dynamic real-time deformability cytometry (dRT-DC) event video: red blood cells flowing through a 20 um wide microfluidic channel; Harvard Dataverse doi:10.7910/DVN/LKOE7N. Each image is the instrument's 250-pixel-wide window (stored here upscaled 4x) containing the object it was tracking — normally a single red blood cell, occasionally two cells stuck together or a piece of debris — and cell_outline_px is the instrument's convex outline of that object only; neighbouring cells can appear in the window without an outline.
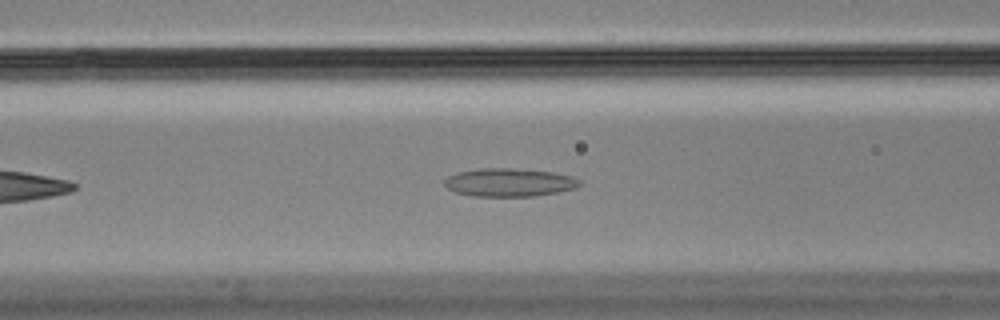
{"species": "Egyptian fruit bat (a non-hibernating species)", "species_latin": "Rousettus aegyptiacus", "temperature_condition": "cold", "stored_images_in_passage": 46, "camera_frame_rate_fps": 3000, "um_per_image_px": 0.085, "animal": {"sex": "male"}, "frame": {"image": 1, "passage_image": 12, "time_ms": 3.667, "image_size_px": [1000, 320], "cell_outline_px": [[580, 184], [576, 188], [560, 192], [532, 196], [472, 196], [456, 192], [448, 188], [444, 184], [444, 180], [448, 176], [456, 172], [480, 168], [512, 168], [552, 172], [572, 176], [580, 180]], "centroid_in_image_um": [43.28, 15.5], "position_along_channel_um": 123.3, "area_um2": 22.25}}
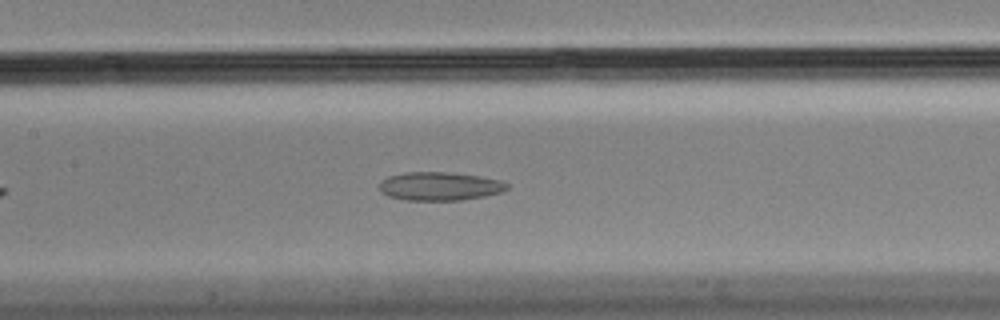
{"frame": {"image": 2, "passage_image": 16, "time_ms": 5.0, "image_size_px": [1000, 320], "cell_outline_px": [[508, 188], [500, 192], [484, 196], [460, 200], [404, 200], [388, 196], [380, 192], [380, 180], [388, 176], [404, 172], [444, 172], [476, 176], [500, 180], [508, 184]], "centroid_in_image_um": [37.31, 15.83], "position_along_channel_um": 170.1, "area_um2": 21.04}}
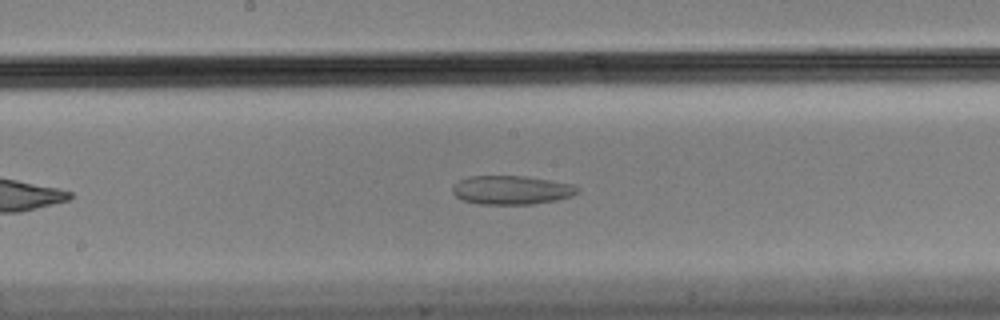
{"frame": {"image": 3, "passage_image": 19, "time_ms": 6.0, "image_size_px": [1000, 320], "cell_outline_px": [[580, 192], [572, 196], [556, 200], [532, 204], [476, 204], [464, 200], [456, 196], [452, 192], [452, 184], [468, 176], [528, 176], [576, 184], [580, 188]], "centroid_in_image_um": [43.52, 16.14], "position_along_channel_um": 204.7, "area_um2": 21.33}}